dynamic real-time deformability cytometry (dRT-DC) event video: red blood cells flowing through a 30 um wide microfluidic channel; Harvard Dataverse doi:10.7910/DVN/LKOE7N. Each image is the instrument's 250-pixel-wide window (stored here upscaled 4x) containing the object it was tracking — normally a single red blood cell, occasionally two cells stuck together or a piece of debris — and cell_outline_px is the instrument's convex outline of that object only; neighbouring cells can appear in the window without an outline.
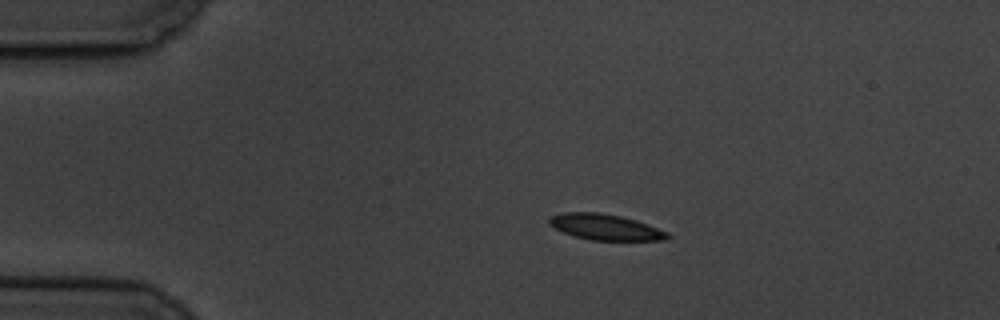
{"species": "common noctule bat (a hibernating species)", "species_latin": "Nyctalus noctula", "temperature_condition": "cold", "stored_images_in_passage": 4, "camera_frame_rate_fps": 3000, "um_per_image_px": 0.085, "animal": {"sex": "male", "body_mass_g": 19.5, "forearm_length_mm": 54.6}, "frame": {"image": 1, "passage_image": 1, "time_ms": 0.0, "image_size_px": [1000, 320], "cell_outline_px": [[672, 236], [668, 240], [592, 240], [576, 236], [564, 232], [548, 224], [548, 216], [564, 212], [600, 212], [620, 216], [636, 220], [648, 224], [668, 232]], "centroid_in_image_um": [51.47, 19.29], "position_along_channel_um": 33.5, "area_um2": 17.86}}
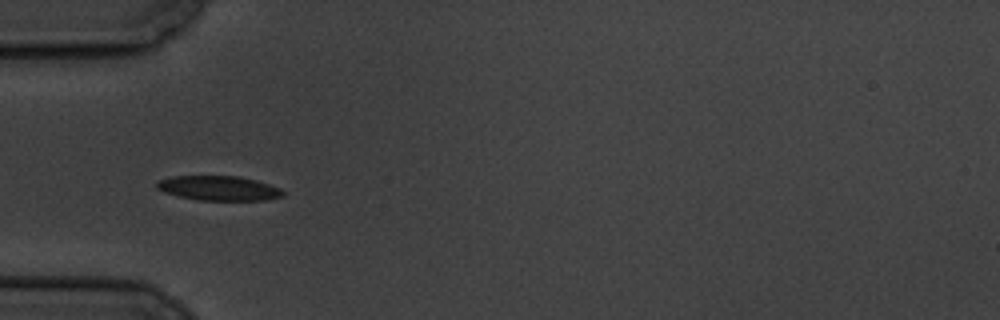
{"frame": {"image": 2, "passage_image": 3, "time_ms": 2.333, "image_size_px": [1000, 320], "cell_outline_px": [[284, 196], [264, 200], [200, 200], [180, 196], [164, 192], [156, 188], [156, 180], [172, 176], [240, 176], [256, 180], [280, 188], [284, 192]], "centroid_in_image_um": [18.58, 15.99], "position_along_channel_um": 66.4, "area_um2": 18.09}}
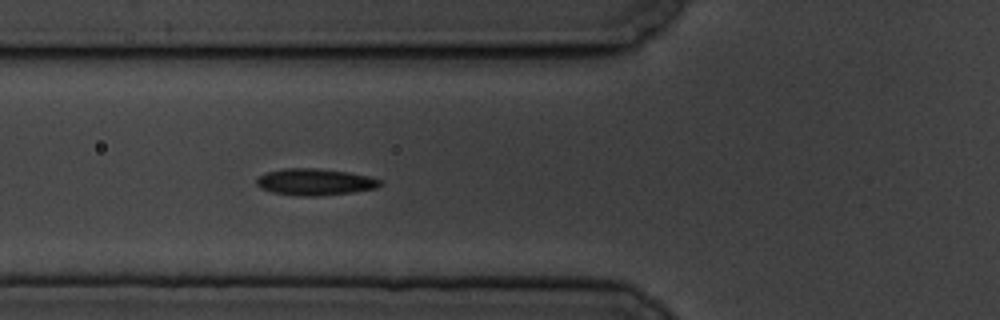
{"frame": {"image": 3, "passage_image": 4, "time_ms": 3.333, "image_size_px": [1000, 320], "cell_outline_px": [[384, 180], [376, 188], [352, 192], [320, 196], [300, 196], [272, 192], [260, 188], [256, 184], [256, 180], [260, 176], [268, 172], [284, 168], [316, 168], [348, 172], [368, 176]], "centroid_in_image_um": [26.77, 15.47], "position_along_channel_um": 99.0, "area_um2": 19.13}}